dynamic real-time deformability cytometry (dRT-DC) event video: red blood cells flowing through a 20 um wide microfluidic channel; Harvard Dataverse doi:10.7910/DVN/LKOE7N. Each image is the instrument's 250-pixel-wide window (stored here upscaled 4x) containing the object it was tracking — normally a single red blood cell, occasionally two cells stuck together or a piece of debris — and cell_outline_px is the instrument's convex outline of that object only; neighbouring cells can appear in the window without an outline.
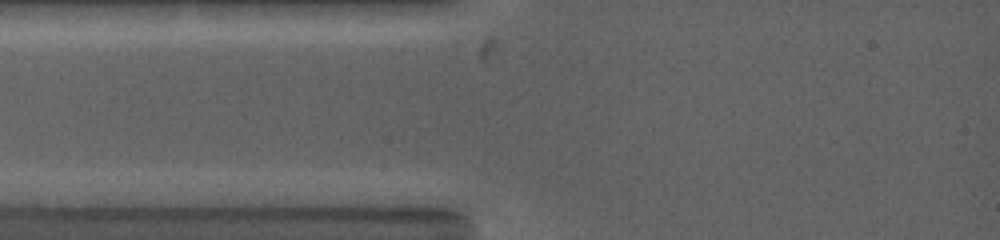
{"species": "common noctule bat (a hibernating species)", "species_latin": "Nyctalus noctula", "temperature_condition": "warm", "stored_images_in_passage": 3, "camera_frame_rate_fps": 5000, "um_per_image_px": 0.085, "animal": {"sex": "female", "body_mass_g": 19.0, "forearm_length_mm": 53.3}, "frame": {"image": 1, "passage_image": 2, "time_ms": 0.6, "image_size_px": [1000, 240], "cell_outline_px": [[436, 168], [340, 168], [284, 164], [284, 160], [304, 156], [416, 156], [436, 160]], "centroid_in_image_um": [30.93, 13.76], "position_along_channel_um": 54.1, "area_um2": 11.79}}